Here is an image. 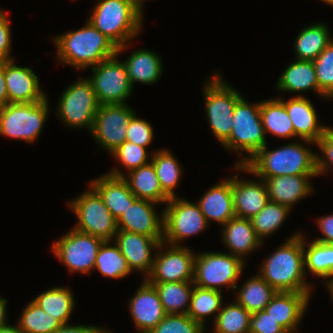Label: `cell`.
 Wrapping results in <instances>:
<instances>
[{
    "label": "cell",
    "instance_id": "obj_20",
    "mask_svg": "<svg viewBox=\"0 0 333 333\" xmlns=\"http://www.w3.org/2000/svg\"><path fill=\"white\" fill-rule=\"evenodd\" d=\"M15 60L5 61V80L8 103L40 102L47 98L39 86L37 75L29 67L14 64Z\"/></svg>",
    "mask_w": 333,
    "mask_h": 333
},
{
    "label": "cell",
    "instance_id": "obj_49",
    "mask_svg": "<svg viewBox=\"0 0 333 333\" xmlns=\"http://www.w3.org/2000/svg\"><path fill=\"white\" fill-rule=\"evenodd\" d=\"M316 222L323 237L314 241L333 245V214L320 217Z\"/></svg>",
    "mask_w": 333,
    "mask_h": 333
},
{
    "label": "cell",
    "instance_id": "obj_8",
    "mask_svg": "<svg viewBox=\"0 0 333 333\" xmlns=\"http://www.w3.org/2000/svg\"><path fill=\"white\" fill-rule=\"evenodd\" d=\"M245 261L221 252H204L196 254L193 284L204 289L221 291L227 285L237 289L236 282L242 274Z\"/></svg>",
    "mask_w": 333,
    "mask_h": 333
},
{
    "label": "cell",
    "instance_id": "obj_46",
    "mask_svg": "<svg viewBox=\"0 0 333 333\" xmlns=\"http://www.w3.org/2000/svg\"><path fill=\"white\" fill-rule=\"evenodd\" d=\"M250 333H288L265 310L252 313Z\"/></svg>",
    "mask_w": 333,
    "mask_h": 333
},
{
    "label": "cell",
    "instance_id": "obj_22",
    "mask_svg": "<svg viewBox=\"0 0 333 333\" xmlns=\"http://www.w3.org/2000/svg\"><path fill=\"white\" fill-rule=\"evenodd\" d=\"M232 196L235 216L246 219L253 218L269 201L263 179L240 180L238 174L232 177Z\"/></svg>",
    "mask_w": 333,
    "mask_h": 333
},
{
    "label": "cell",
    "instance_id": "obj_12",
    "mask_svg": "<svg viewBox=\"0 0 333 333\" xmlns=\"http://www.w3.org/2000/svg\"><path fill=\"white\" fill-rule=\"evenodd\" d=\"M103 239L71 229L52 244V252L71 272L89 273Z\"/></svg>",
    "mask_w": 333,
    "mask_h": 333
},
{
    "label": "cell",
    "instance_id": "obj_25",
    "mask_svg": "<svg viewBox=\"0 0 333 333\" xmlns=\"http://www.w3.org/2000/svg\"><path fill=\"white\" fill-rule=\"evenodd\" d=\"M89 185L99 194L117 220L137 199L123 177L106 173L91 181Z\"/></svg>",
    "mask_w": 333,
    "mask_h": 333
},
{
    "label": "cell",
    "instance_id": "obj_28",
    "mask_svg": "<svg viewBox=\"0 0 333 333\" xmlns=\"http://www.w3.org/2000/svg\"><path fill=\"white\" fill-rule=\"evenodd\" d=\"M276 87L284 92L314 90L323 98H328L318 86L316 70L311 60H298L290 63L278 78Z\"/></svg>",
    "mask_w": 333,
    "mask_h": 333
},
{
    "label": "cell",
    "instance_id": "obj_53",
    "mask_svg": "<svg viewBox=\"0 0 333 333\" xmlns=\"http://www.w3.org/2000/svg\"><path fill=\"white\" fill-rule=\"evenodd\" d=\"M0 333H22V332L19 330L18 325L12 326L6 324L0 327Z\"/></svg>",
    "mask_w": 333,
    "mask_h": 333
},
{
    "label": "cell",
    "instance_id": "obj_41",
    "mask_svg": "<svg viewBox=\"0 0 333 333\" xmlns=\"http://www.w3.org/2000/svg\"><path fill=\"white\" fill-rule=\"evenodd\" d=\"M290 208L278 203H268L251 218L257 237L263 242V238L270 236L279 229L290 213Z\"/></svg>",
    "mask_w": 333,
    "mask_h": 333
},
{
    "label": "cell",
    "instance_id": "obj_34",
    "mask_svg": "<svg viewBox=\"0 0 333 333\" xmlns=\"http://www.w3.org/2000/svg\"><path fill=\"white\" fill-rule=\"evenodd\" d=\"M33 301L62 324L68 323L73 309H75V299L68 287L55 286L40 293Z\"/></svg>",
    "mask_w": 333,
    "mask_h": 333
},
{
    "label": "cell",
    "instance_id": "obj_2",
    "mask_svg": "<svg viewBox=\"0 0 333 333\" xmlns=\"http://www.w3.org/2000/svg\"><path fill=\"white\" fill-rule=\"evenodd\" d=\"M259 269V275L277 292H311L310 283L305 281L303 233L293 234Z\"/></svg>",
    "mask_w": 333,
    "mask_h": 333
},
{
    "label": "cell",
    "instance_id": "obj_27",
    "mask_svg": "<svg viewBox=\"0 0 333 333\" xmlns=\"http://www.w3.org/2000/svg\"><path fill=\"white\" fill-rule=\"evenodd\" d=\"M222 240L230 254L244 261L247 256L262 244L253 228L251 219L233 217L222 228Z\"/></svg>",
    "mask_w": 333,
    "mask_h": 333
},
{
    "label": "cell",
    "instance_id": "obj_33",
    "mask_svg": "<svg viewBox=\"0 0 333 333\" xmlns=\"http://www.w3.org/2000/svg\"><path fill=\"white\" fill-rule=\"evenodd\" d=\"M239 289L235 301L250 313L264 310L277 293L259 274L249 278Z\"/></svg>",
    "mask_w": 333,
    "mask_h": 333
},
{
    "label": "cell",
    "instance_id": "obj_39",
    "mask_svg": "<svg viewBox=\"0 0 333 333\" xmlns=\"http://www.w3.org/2000/svg\"><path fill=\"white\" fill-rule=\"evenodd\" d=\"M214 321V333H250V318L248 312L236 301L221 307Z\"/></svg>",
    "mask_w": 333,
    "mask_h": 333
},
{
    "label": "cell",
    "instance_id": "obj_14",
    "mask_svg": "<svg viewBox=\"0 0 333 333\" xmlns=\"http://www.w3.org/2000/svg\"><path fill=\"white\" fill-rule=\"evenodd\" d=\"M160 249V252L155 253L151 272L145 280L147 282H193L196 253H193L190 248L168 246L164 242L159 245Z\"/></svg>",
    "mask_w": 333,
    "mask_h": 333
},
{
    "label": "cell",
    "instance_id": "obj_56",
    "mask_svg": "<svg viewBox=\"0 0 333 333\" xmlns=\"http://www.w3.org/2000/svg\"><path fill=\"white\" fill-rule=\"evenodd\" d=\"M325 4L333 6V0H322Z\"/></svg>",
    "mask_w": 333,
    "mask_h": 333
},
{
    "label": "cell",
    "instance_id": "obj_50",
    "mask_svg": "<svg viewBox=\"0 0 333 333\" xmlns=\"http://www.w3.org/2000/svg\"><path fill=\"white\" fill-rule=\"evenodd\" d=\"M97 326L86 325H70L62 324L54 333H110L106 329Z\"/></svg>",
    "mask_w": 333,
    "mask_h": 333
},
{
    "label": "cell",
    "instance_id": "obj_10",
    "mask_svg": "<svg viewBox=\"0 0 333 333\" xmlns=\"http://www.w3.org/2000/svg\"><path fill=\"white\" fill-rule=\"evenodd\" d=\"M57 106L58 117L65 125L86 127L91 133L100 104L88 78L77 80L63 91Z\"/></svg>",
    "mask_w": 333,
    "mask_h": 333
},
{
    "label": "cell",
    "instance_id": "obj_1",
    "mask_svg": "<svg viewBox=\"0 0 333 333\" xmlns=\"http://www.w3.org/2000/svg\"><path fill=\"white\" fill-rule=\"evenodd\" d=\"M267 149L266 144L244 165H235V168L263 180L286 175H318L317 153L306 145L297 142L270 151Z\"/></svg>",
    "mask_w": 333,
    "mask_h": 333
},
{
    "label": "cell",
    "instance_id": "obj_42",
    "mask_svg": "<svg viewBox=\"0 0 333 333\" xmlns=\"http://www.w3.org/2000/svg\"><path fill=\"white\" fill-rule=\"evenodd\" d=\"M319 89L328 97L333 98V40L313 60Z\"/></svg>",
    "mask_w": 333,
    "mask_h": 333
},
{
    "label": "cell",
    "instance_id": "obj_36",
    "mask_svg": "<svg viewBox=\"0 0 333 333\" xmlns=\"http://www.w3.org/2000/svg\"><path fill=\"white\" fill-rule=\"evenodd\" d=\"M155 168L162 191L169 197H177L175 188L181 179V167L173 153L167 149L156 150L150 160Z\"/></svg>",
    "mask_w": 333,
    "mask_h": 333
},
{
    "label": "cell",
    "instance_id": "obj_51",
    "mask_svg": "<svg viewBox=\"0 0 333 333\" xmlns=\"http://www.w3.org/2000/svg\"><path fill=\"white\" fill-rule=\"evenodd\" d=\"M8 103V94L5 80V61L0 62V107Z\"/></svg>",
    "mask_w": 333,
    "mask_h": 333
},
{
    "label": "cell",
    "instance_id": "obj_29",
    "mask_svg": "<svg viewBox=\"0 0 333 333\" xmlns=\"http://www.w3.org/2000/svg\"><path fill=\"white\" fill-rule=\"evenodd\" d=\"M124 64L133 87L135 82L154 84L163 72V63L159 55L145 48L133 51Z\"/></svg>",
    "mask_w": 333,
    "mask_h": 333
},
{
    "label": "cell",
    "instance_id": "obj_45",
    "mask_svg": "<svg viewBox=\"0 0 333 333\" xmlns=\"http://www.w3.org/2000/svg\"><path fill=\"white\" fill-rule=\"evenodd\" d=\"M154 131L149 122L135 114L128 124L126 140L147 147L153 140Z\"/></svg>",
    "mask_w": 333,
    "mask_h": 333
},
{
    "label": "cell",
    "instance_id": "obj_6",
    "mask_svg": "<svg viewBox=\"0 0 333 333\" xmlns=\"http://www.w3.org/2000/svg\"><path fill=\"white\" fill-rule=\"evenodd\" d=\"M48 99L30 103H7L0 107V134L33 143L49 114Z\"/></svg>",
    "mask_w": 333,
    "mask_h": 333
},
{
    "label": "cell",
    "instance_id": "obj_23",
    "mask_svg": "<svg viewBox=\"0 0 333 333\" xmlns=\"http://www.w3.org/2000/svg\"><path fill=\"white\" fill-rule=\"evenodd\" d=\"M317 176L286 175L267 178L264 182L267 187L269 201L292 209L295 203H298V201L313 192L309 179Z\"/></svg>",
    "mask_w": 333,
    "mask_h": 333
},
{
    "label": "cell",
    "instance_id": "obj_11",
    "mask_svg": "<svg viewBox=\"0 0 333 333\" xmlns=\"http://www.w3.org/2000/svg\"><path fill=\"white\" fill-rule=\"evenodd\" d=\"M163 208V242L180 246L179 242L197 235L208 227V223L197 203L179 197L170 198Z\"/></svg>",
    "mask_w": 333,
    "mask_h": 333
},
{
    "label": "cell",
    "instance_id": "obj_38",
    "mask_svg": "<svg viewBox=\"0 0 333 333\" xmlns=\"http://www.w3.org/2000/svg\"><path fill=\"white\" fill-rule=\"evenodd\" d=\"M111 241H104L100 246L94 269L96 268L103 276L121 279L132 273L125 257L121 254L119 247Z\"/></svg>",
    "mask_w": 333,
    "mask_h": 333
},
{
    "label": "cell",
    "instance_id": "obj_21",
    "mask_svg": "<svg viewBox=\"0 0 333 333\" xmlns=\"http://www.w3.org/2000/svg\"><path fill=\"white\" fill-rule=\"evenodd\" d=\"M311 293L277 292L266 305L265 311L288 333H297Z\"/></svg>",
    "mask_w": 333,
    "mask_h": 333
},
{
    "label": "cell",
    "instance_id": "obj_19",
    "mask_svg": "<svg viewBox=\"0 0 333 333\" xmlns=\"http://www.w3.org/2000/svg\"><path fill=\"white\" fill-rule=\"evenodd\" d=\"M285 106L294 128V137H299L308 144L316 142L330 128L320 125L316 110L308 98L302 95L290 98L288 101L281 100Z\"/></svg>",
    "mask_w": 333,
    "mask_h": 333
},
{
    "label": "cell",
    "instance_id": "obj_52",
    "mask_svg": "<svg viewBox=\"0 0 333 333\" xmlns=\"http://www.w3.org/2000/svg\"><path fill=\"white\" fill-rule=\"evenodd\" d=\"M6 303H7V300L0 296V327L7 324L6 323L7 322Z\"/></svg>",
    "mask_w": 333,
    "mask_h": 333
},
{
    "label": "cell",
    "instance_id": "obj_26",
    "mask_svg": "<svg viewBox=\"0 0 333 333\" xmlns=\"http://www.w3.org/2000/svg\"><path fill=\"white\" fill-rule=\"evenodd\" d=\"M128 177L118 168H113L108 174L123 177L131 192L137 199L150 200L156 203H164L170 199L163 191L158 180L155 168L150 161L137 169L128 171Z\"/></svg>",
    "mask_w": 333,
    "mask_h": 333
},
{
    "label": "cell",
    "instance_id": "obj_24",
    "mask_svg": "<svg viewBox=\"0 0 333 333\" xmlns=\"http://www.w3.org/2000/svg\"><path fill=\"white\" fill-rule=\"evenodd\" d=\"M203 216L207 223L211 220L220 225L226 224L235 217L232 196V177L220 181V183L211 187L197 201Z\"/></svg>",
    "mask_w": 333,
    "mask_h": 333
},
{
    "label": "cell",
    "instance_id": "obj_13",
    "mask_svg": "<svg viewBox=\"0 0 333 333\" xmlns=\"http://www.w3.org/2000/svg\"><path fill=\"white\" fill-rule=\"evenodd\" d=\"M117 56L95 65L92 76L88 78L100 105L125 104L133 91L125 64L116 59Z\"/></svg>",
    "mask_w": 333,
    "mask_h": 333
},
{
    "label": "cell",
    "instance_id": "obj_7",
    "mask_svg": "<svg viewBox=\"0 0 333 333\" xmlns=\"http://www.w3.org/2000/svg\"><path fill=\"white\" fill-rule=\"evenodd\" d=\"M203 95L211 131L222 145L231 135L234 107L242 96L218 73L207 79Z\"/></svg>",
    "mask_w": 333,
    "mask_h": 333
},
{
    "label": "cell",
    "instance_id": "obj_30",
    "mask_svg": "<svg viewBox=\"0 0 333 333\" xmlns=\"http://www.w3.org/2000/svg\"><path fill=\"white\" fill-rule=\"evenodd\" d=\"M152 284L159 295L166 314H187L193 282H148ZM193 287H191L192 285Z\"/></svg>",
    "mask_w": 333,
    "mask_h": 333
},
{
    "label": "cell",
    "instance_id": "obj_5",
    "mask_svg": "<svg viewBox=\"0 0 333 333\" xmlns=\"http://www.w3.org/2000/svg\"><path fill=\"white\" fill-rule=\"evenodd\" d=\"M232 119L231 135L222 145L228 150L236 151L238 156L242 155L241 151L249 154V157L247 155V158L235 162V165H244L267 144L260 115V102L249 104L241 97L234 107Z\"/></svg>",
    "mask_w": 333,
    "mask_h": 333
},
{
    "label": "cell",
    "instance_id": "obj_31",
    "mask_svg": "<svg viewBox=\"0 0 333 333\" xmlns=\"http://www.w3.org/2000/svg\"><path fill=\"white\" fill-rule=\"evenodd\" d=\"M329 34L328 26L324 23H315L304 27L295 39L296 58L298 60H315L333 40Z\"/></svg>",
    "mask_w": 333,
    "mask_h": 333
},
{
    "label": "cell",
    "instance_id": "obj_9",
    "mask_svg": "<svg viewBox=\"0 0 333 333\" xmlns=\"http://www.w3.org/2000/svg\"><path fill=\"white\" fill-rule=\"evenodd\" d=\"M68 206L78 218L74 229L104 241H113L118 230L117 219L91 186L88 191L69 201Z\"/></svg>",
    "mask_w": 333,
    "mask_h": 333
},
{
    "label": "cell",
    "instance_id": "obj_54",
    "mask_svg": "<svg viewBox=\"0 0 333 333\" xmlns=\"http://www.w3.org/2000/svg\"><path fill=\"white\" fill-rule=\"evenodd\" d=\"M135 10L143 17V2L144 0H131Z\"/></svg>",
    "mask_w": 333,
    "mask_h": 333
},
{
    "label": "cell",
    "instance_id": "obj_47",
    "mask_svg": "<svg viewBox=\"0 0 333 333\" xmlns=\"http://www.w3.org/2000/svg\"><path fill=\"white\" fill-rule=\"evenodd\" d=\"M317 147L324 155L319 156L317 154V171L318 176L333 167V128H329L324 135L316 142Z\"/></svg>",
    "mask_w": 333,
    "mask_h": 333
},
{
    "label": "cell",
    "instance_id": "obj_4",
    "mask_svg": "<svg viewBox=\"0 0 333 333\" xmlns=\"http://www.w3.org/2000/svg\"><path fill=\"white\" fill-rule=\"evenodd\" d=\"M88 20L117 46V55L142 28L143 17L131 0H99Z\"/></svg>",
    "mask_w": 333,
    "mask_h": 333
},
{
    "label": "cell",
    "instance_id": "obj_35",
    "mask_svg": "<svg viewBox=\"0 0 333 333\" xmlns=\"http://www.w3.org/2000/svg\"><path fill=\"white\" fill-rule=\"evenodd\" d=\"M303 252L305 272L308 270L325 281L333 277V245L316 241L307 243L303 235Z\"/></svg>",
    "mask_w": 333,
    "mask_h": 333
},
{
    "label": "cell",
    "instance_id": "obj_43",
    "mask_svg": "<svg viewBox=\"0 0 333 333\" xmlns=\"http://www.w3.org/2000/svg\"><path fill=\"white\" fill-rule=\"evenodd\" d=\"M205 327L187 314H166L149 333H204Z\"/></svg>",
    "mask_w": 333,
    "mask_h": 333
},
{
    "label": "cell",
    "instance_id": "obj_37",
    "mask_svg": "<svg viewBox=\"0 0 333 333\" xmlns=\"http://www.w3.org/2000/svg\"><path fill=\"white\" fill-rule=\"evenodd\" d=\"M221 293L222 292L217 290L204 289L194 286L187 315L204 327L207 316H214L215 321L217 316L214 314L216 312L217 314L219 313L223 303Z\"/></svg>",
    "mask_w": 333,
    "mask_h": 333
},
{
    "label": "cell",
    "instance_id": "obj_55",
    "mask_svg": "<svg viewBox=\"0 0 333 333\" xmlns=\"http://www.w3.org/2000/svg\"><path fill=\"white\" fill-rule=\"evenodd\" d=\"M325 284L328 287L330 295L332 296L331 299L333 300V277L328 279Z\"/></svg>",
    "mask_w": 333,
    "mask_h": 333
},
{
    "label": "cell",
    "instance_id": "obj_15",
    "mask_svg": "<svg viewBox=\"0 0 333 333\" xmlns=\"http://www.w3.org/2000/svg\"><path fill=\"white\" fill-rule=\"evenodd\" d=\"M135 113L126 103L100 105L90 134L112 153L126 141L128 124Z\"/></svg>",
    "mask_w": 333,
    "mask_h": 333
},
{
    "label": "cell",
    "instance_id": "obj_16",
    "mask_svg": "<svg viewBox=\"0 0 333 333\" xmlns=\"http://www.w3.org/2000/svg\"><path fill=\"white\" fill-rule=\"evenodd\" d=\"M156 202L136 199L117 220L118 230L153 237L163 242V212H155Z\"/></svg>",
    "mask_w": 333,
    "mask_h": 333
},
{
    "label": "cell",
    "instance_id": "obj_40",
    "mask_svg": "<svg viewBox=\"0 0 333 333\" xmlns=\"http://www.w3.org/2000/svg\"><path fill=\"white\" fill-rule=\"evenodd\" d=\"M18 328L22 333H54L62 323L46 313L33 300L22 311L18 320Z\"/></svg>",
    "mask_w": 333,
    "mask_h": 333
},
{
    "label": "cell",
    "instance_id": "obj_3",
    "mask_svg": "<svg viewBox=\"0 0 333 333\" xmlns=\"http://www.w3.org/2000/svg\"><path fill=\"white\" fill-rule=\"evenodd\" d=\"M86 22V25L78 30L53 38L57 48V59L77 69L94 67L101 61L117 55V46L89 20Z\"/></svg>",
    "mask_w": 333,
    "mask_h": 333
},
{
    "label": "cell",
    "instance_id": "obj_18",
    "mask_svg": "<svg viewBox=\"0 0 333 333\" xmlns=\"http://www.w3.org/2000/svg\"><path fill=\"white\" fill-rule=\"evenodd\" d=\"M129 311L140 333H149L166 316L155 287L145 279L129 300Z\"/></svg>",
    "mask_w": 333,
    "mask_h": 333
},
{
    "label": "cell",
    "instance_id": "obj_17",
    "mask_svg": "<svg viewBox=\"0 0 333 333\" xmlns=\"http://www.w3.org/2000/svg\"><path fill=\"white\" fill-rule=\"evenodd\" d=\"M113 241L119 247L131 271L143 272L146 279L155 258L151 251L159 249L161 242L153 237L124 230H117Z\"/></svg>",
    "mask_w": 333,
    "mask_h": 333
},
{
    "label": "cell",
    "instance_id": "obj_44",
    "mask_svg": "<svg viewBox=\"0 0 333 333\" xmlns=\"http://www.w3.org/2000/svg\"><path fill=\"white\" fill-rule=\"evenodd\" d=\"M121 165L131 171L148 164L146 147L125 141L115 151L111 153Z\"/></svg>",
    "mask_w": 333,
    "mask_h": 333
},
{
    "label": "cell",
    "instance_id": "obj_48",
    "mask_svg": "<svg viewBox=\"0 0 333 333\" xmlns=\"http://www.w3.org/2000/svg\"><path fill=\"white\" fill-rule=\"evenodd\" d=\"M7 14L0 9V62L12 60L11 26Z\"/></svg>",
    "mask_w": 333,
    "mask_h": 333
},
{
    "label": "cell",
    "instance_id": "obj_32",
    "mask_svg": "<svg viewBox=\"0 0 333 333\" xmlns=\"http://www.w3.org/2000/svg\"><path fill=\"white\" fill-rule=\"evenodd\" d=\"M260 115L265 134L281 138H293L294 128L284 104L278 99L260 102Z\"/></svg>",
    "mask_w": 333,
    "mask_h": 333
}]
</instances>
